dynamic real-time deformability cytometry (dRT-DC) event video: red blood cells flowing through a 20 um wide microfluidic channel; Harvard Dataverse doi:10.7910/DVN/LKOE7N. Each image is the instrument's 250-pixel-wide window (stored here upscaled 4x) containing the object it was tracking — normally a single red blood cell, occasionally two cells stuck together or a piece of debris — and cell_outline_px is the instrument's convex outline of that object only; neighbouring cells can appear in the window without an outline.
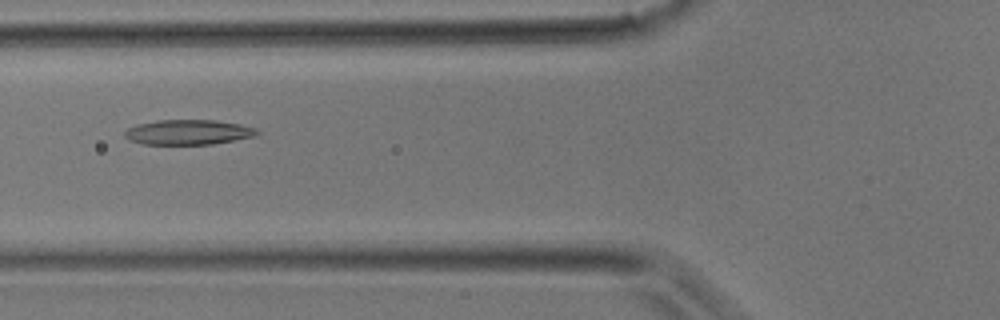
{"species": "common noctule bat (a hibernating species)", "species_latin": "Nyctalus noctula", "temperature_condition": "room temperature", "stored_images_in_passage": 26, "camera_frame_rate_fps": 3000, "um_per_image_px": 0.085, "animal": {"sex": "male", "body_mass_g": 17.9}, "frame": {"image": 1, "passage_image": 3, "time_ms": 0.667, "image_size_px": [1000, 320], "cell_outline_px": [[260, 132], [256, 136], [212, 144], [144, 144], [128, 140], [124, 136], [124, 132], [128, 128], [136, 124], [156, 120], [216, 120], [240, 124], [256, 128]], "centroid_in_image_um": [15.99, 11.23], "position_along_channel_um": 109.8, "area_um2": 19.36}}
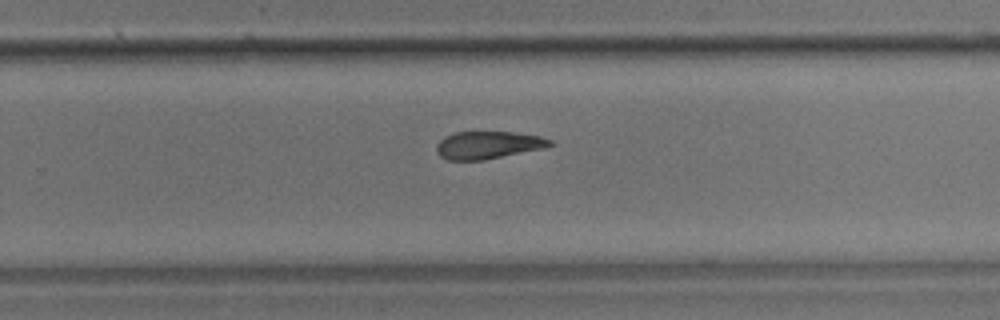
{"frame": {"image": 2, "passage_image": 13, "time_ms": 4.0, "image_size_px": [1000, 320], "cell_outline_px": [[552, 144], [544, 148], [484, 160], [448, 160], [440, 156], [436, 152], [436, 144], [444, 136], [456, 132], [512, 132], [540, 136], [552, 140]], "centroid_in_image_um": [41.45, 12.33], "position_along_channel_um": 288.3, "area_um2": 18.21}}
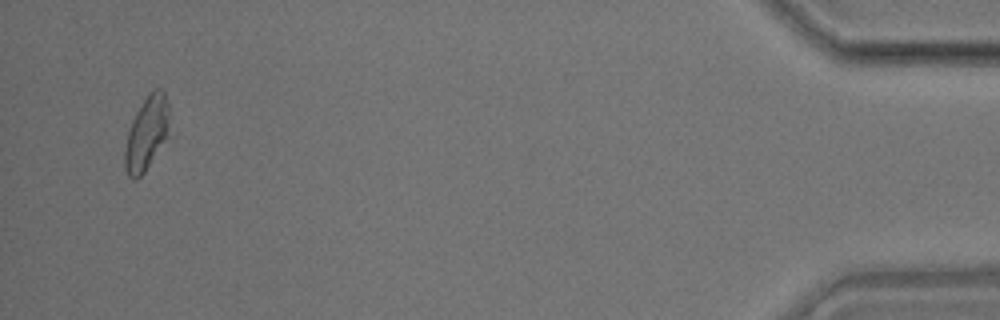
{"frame": {"image": 3, "passage_image": 25, "time_ms": 8.0, "image_size_px": [1000, 320], "cell_outline_px": [[168, 128], [164, 136], [144, 172], [136, 180], [132, 180], [128, 176], [124, 168], [124, 152], [128, 132], [132, 120], [136, 112], [148, 92], [152, 88], [160, 88], [164, 92], [168, 104]], "centroid_in_image_um": [12.4, 11.29], "position_along_channel_um": 422.8, "area_um2": 18.5}}